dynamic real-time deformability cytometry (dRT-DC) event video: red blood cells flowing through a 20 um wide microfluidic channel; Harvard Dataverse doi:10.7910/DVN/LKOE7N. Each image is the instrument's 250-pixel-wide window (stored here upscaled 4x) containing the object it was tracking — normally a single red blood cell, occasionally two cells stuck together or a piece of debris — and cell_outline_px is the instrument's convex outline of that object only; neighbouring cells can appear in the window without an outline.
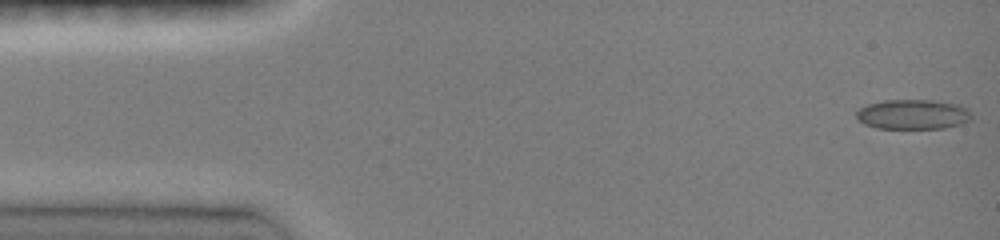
{"species": "common noctule bat (a hibernating species)", "species_latin": "Nyctalus noctula", "temperature_condition": "room temperature", "stored_images_in_passage": 16, "camera_frame_rate_fps": 3000, "um_per_image_px": 0.085, "animal": {"sex": "female", "body_mass_g": 19.0, "forearm_length_mm": 51.5}, "frame": {"image": 1, "passage_image": 1, "time_ms": 0.0, "image_size_px": [1000, 240], "cell_outline_px": [[972, 120], [960, 124], [944, 128], [876, 128], [864, 124], [856, 116], [856, 112], [860, 108], [868, 104], [884, 100], [932, 100], [956, 104], [968, 108], [972, 116]], "centroid_in_image_um": [77.62, 9.72], "position_along_channel_um": 7.4, "area_um2": 20.0}}
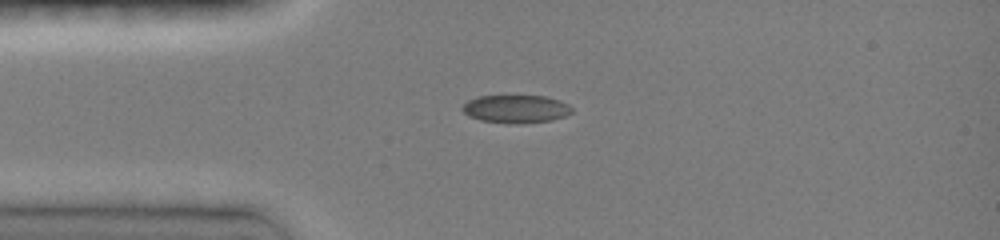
{"frame": {"image": 2, "passage_image": 10, "time_ms": 3.333, "image_size_px": [1000, 240], "cell_outline_px": [[572, 112], [564, 116], [552, 120], [516, 124], [508, 124], [480, 120], [468, 116], [460, 108], [468, 100], [476, 96], [544, 96], [560, 100], [568, 104], [572, 108]], "centroid_in_image_um": [43.83, 9.26], "position_along_channel_um": 41.2, "area_um2": 17.98}}
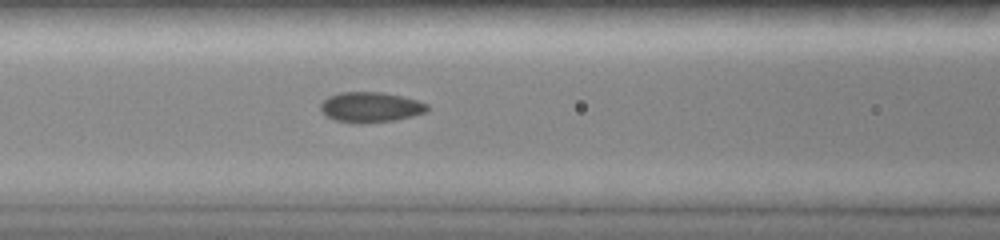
{"frame": {"image": 3, "passage_image": 16, "time_ms": 6.0, "image_size_px": [1000, 240], "cell_outline_px": [[428, 112], [396, 120], [360, 124], [336, 120], [324, 116], [320, 108], [320, 104], [328, 96], [340, 92], [384, 92], [404, 96], [428, 104]], "centroid_in_image_um": [31.5, 9.11], "position_along_channel_um": 135.1, "area_um2": 19.07}}